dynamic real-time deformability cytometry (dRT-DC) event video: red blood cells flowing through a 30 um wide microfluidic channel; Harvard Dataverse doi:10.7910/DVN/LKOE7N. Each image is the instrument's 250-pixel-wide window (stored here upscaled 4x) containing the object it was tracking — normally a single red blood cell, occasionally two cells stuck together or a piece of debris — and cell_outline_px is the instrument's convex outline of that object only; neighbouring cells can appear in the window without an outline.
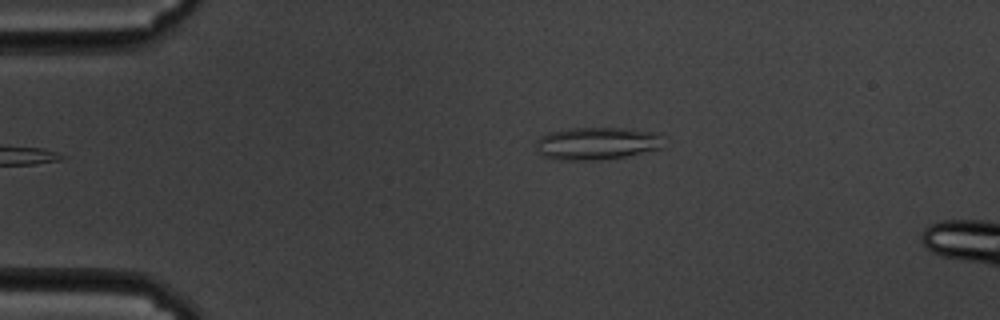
{"species": "common noctule bat (a hibernating species)", "species_latin": "Nyctalus noctula", "temperature_condition": "cold", "stored_images_in_passage": 48, "camera_frame_rate_fps": 3000, "um_per_image_px": 0.085, "animal": {"sex": "male", "body_mass_g": 19.5, "forearm_length_mm": 54.6}, "frame": {"image": 1, "passage_image": 1, "time_ms": 0.0, "image_size_px": [1000, 320], "cell_outline_px": [[660, 148], [624, 156], [596, 160], [560, 160], [544, 156], [536, 152], [536, 140], [548, 132], [572, 128], [628, 128], [652, 132], [660, 136]], "centroid_in_image_um": [50.63, 12.19], "position_along_channel_um": 34.4, "area_um2": 23.87}}
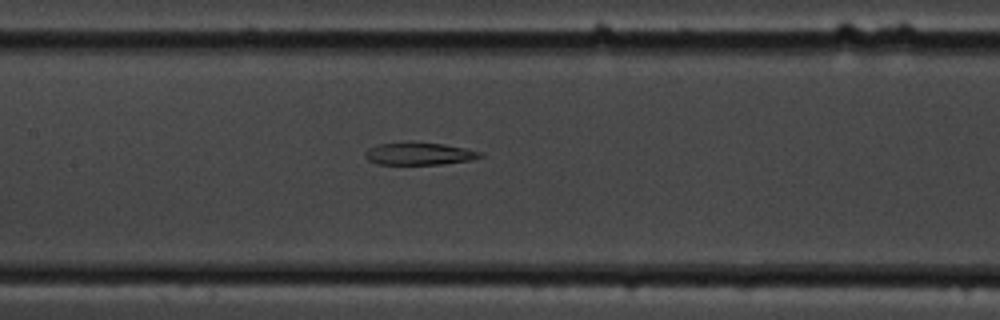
{"frame": {"image": 2, "passage_image": 17, "time_ms": 5.333, "image_size_px": [1000, 320], "cell_outline_px": [[484, 156], [472, 160], [440, 164], [376, 164], [368, 160], [364, 156], [364, 152], [368, 148], [380, 144], [408, 140], [412, 140], [444, 144], [464, 148], [480, 152]], "centroid_in_image_um": [35.58, 13.04], "position_along_channel_um": 171.8, "area_um2": 15.43}}
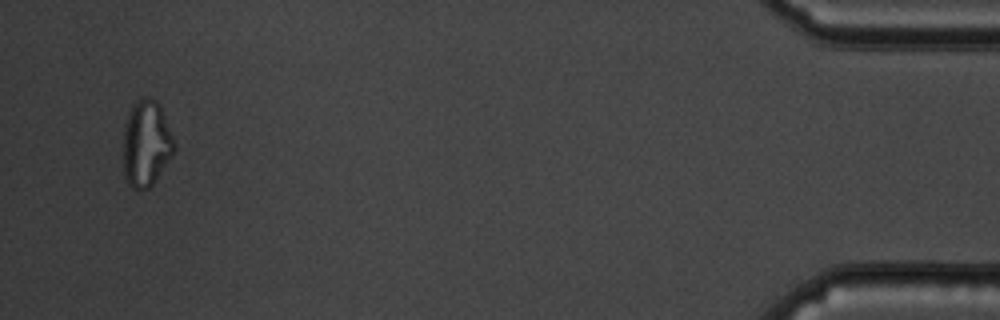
{"frame": {"image": 3, "passage_image": 46, "time_ms": 15.0, "image_size_px": [1000, 320], "cell_outline_px": [[176, 148], [172, 156], [152, 184], [148, 188], [132, 188], [128, 184], [124, 176], [124, 124], [128, 112], [136, 100], [148, 96], [156, 100], [160, 104], [176, 144]], "centroid_in_image_um": [12.44, 12.16], "position_along_channel_um": 422.8, "area_um2": 25.66}, "authors_computed_cell_mechanics": {"area_um2": 18.3515, "velocity_mm_per_s": 3.3936, "shape_relaxation_time_tau1_ms": null, "shape_relaxation_time_tau2_ms": 7.3181, "deformation_change_tau1": null, "deformation_change_tau2": 0.1565}}